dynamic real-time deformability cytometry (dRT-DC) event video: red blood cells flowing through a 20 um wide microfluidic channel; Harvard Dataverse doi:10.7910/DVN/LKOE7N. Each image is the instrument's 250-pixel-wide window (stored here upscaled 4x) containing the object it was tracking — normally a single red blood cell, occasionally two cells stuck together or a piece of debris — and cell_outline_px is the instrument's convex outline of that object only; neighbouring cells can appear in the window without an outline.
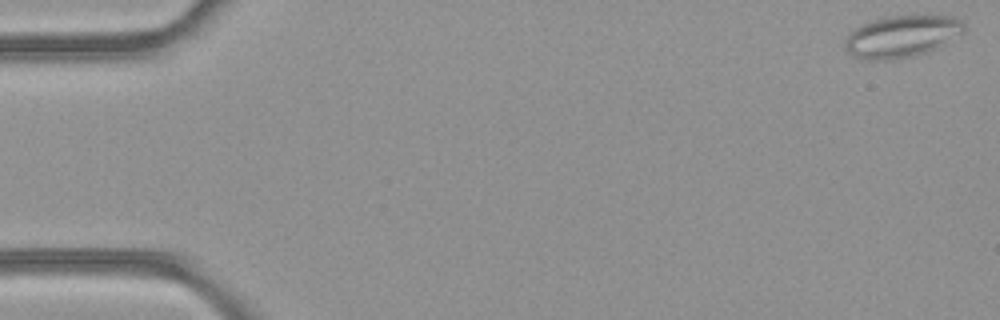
{"species": "common noctule bat (a hibernating species)", "species_latin": "Nyctalus noctula", "temperature_condition": "room temperature", "stored_images_in_passage": 48, "camera_frame_rate_fps": 3000, "um_per_image_px": 0.085, "animal": {"sex": "female", "body_mass_g": 21.9}, "frame": {"image": 1, "passage_image": 1, "time_ms": 0.0, "image_size_px": [1000, 320], "cell_outline_px": [[964, 32], [924, 52], [908, 56], [880, 60], [868, 60], [852, 56], [844, 48], [848, 36], [860, 24], [884, 16], [916, 12], [928, 12], [952, 16], [960, 20], [964, 24]], "centroid_in_image_um": [76.65, 3.0], "position_along_channel_um": 8.3, "area_um2": 29.36}}
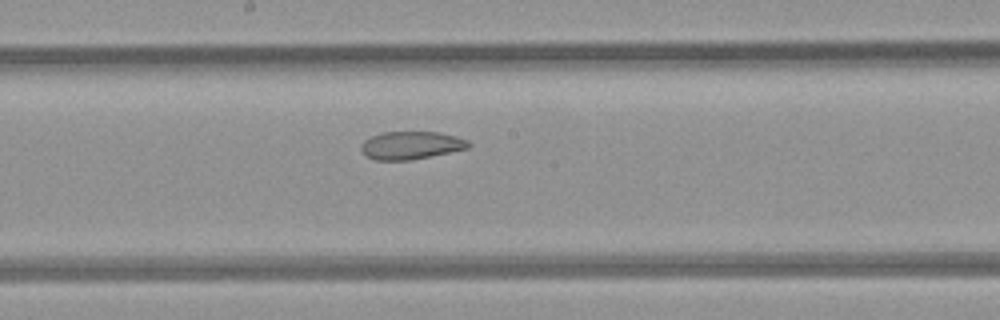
{"frame": {"image": 2, "passage_image": 26, "time_ms": 8.333, "image_size_px": [1000, 320], "cell_outline_px": [[472, 144], [468, 148], [412, 160], [376, 160], [364, 156], [360, 148], [364, 140], [372, 136], [384, 132], [440, 132], [456, 136], [468, 140]], "centroid_in_image_um": [34.94, 12.35], "position_along_channel_um": 213.3, "area_um2": 17.51}}
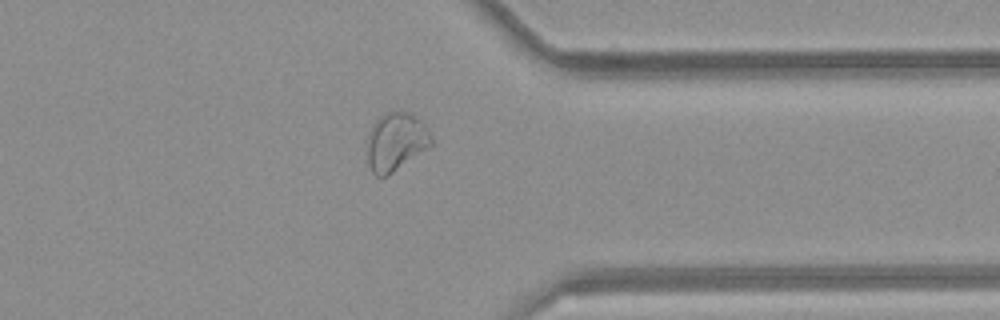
{"frame": {"image": 3, "passage_image": 38, "time_ms": 12.333, "image_size_px": [1000, 320], "cell_outline_px": [[432, 144], [428, 148], [388, 176], [376, 176], [372, 172], [368, 164], [368, 136], [372, 124], [384, 112], [408, 112], [416, 116], [428, 128], [432, 140]], "centroid_in_image_um": [33.65, 12.05], "position_along_channel_um": 377.7, "area_um2": 21.73}, "authors_computed_cell_mechanics": {"area_um2": 23.5246, "velocity_mm_per_s": 4.2809, "shape_relaxation_time_tau1_ms": null, "shape_relaxation_time_tau2_ms": 1.4591, "deformation_change_tau1": null, "deformation_change_tau2": 0.0694}}